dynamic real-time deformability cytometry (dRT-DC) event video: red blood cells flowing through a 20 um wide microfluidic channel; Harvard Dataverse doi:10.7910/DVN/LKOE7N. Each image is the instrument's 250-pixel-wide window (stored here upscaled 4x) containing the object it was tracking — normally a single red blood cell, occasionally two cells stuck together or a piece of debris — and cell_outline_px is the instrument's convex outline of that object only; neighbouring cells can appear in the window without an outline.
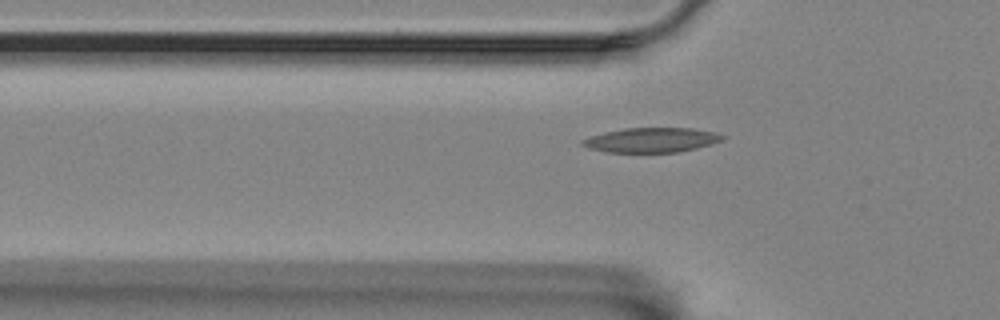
{"species": "Egyptian fruit bat (a non-hibernating species)", "species_latin": "Rousettus aegyptiacus", "temperature_condition": "room temperature", "stored_images_in_passage": 34, "camera_frame_rate_fps": 3000, "um_per_image_px": 0.085, "animal": {"sex": "female"}, "frame": {"image": 1, "passage_image": 5, "time_ms": 1.333, "image_size_px": [1000, 320], "cell_outline_px": [[728, 136], [724, 140], [696, 148], [680, 152], [608, 152], [588, 148], [580, 144], [580, 140], [604, 132], [624, 128], [692, 128], [712, 132]], "centroid_in_image_um": [55.38, 11.9], "position_along_channel_um": 70.4, "area_um2": 20.11}}
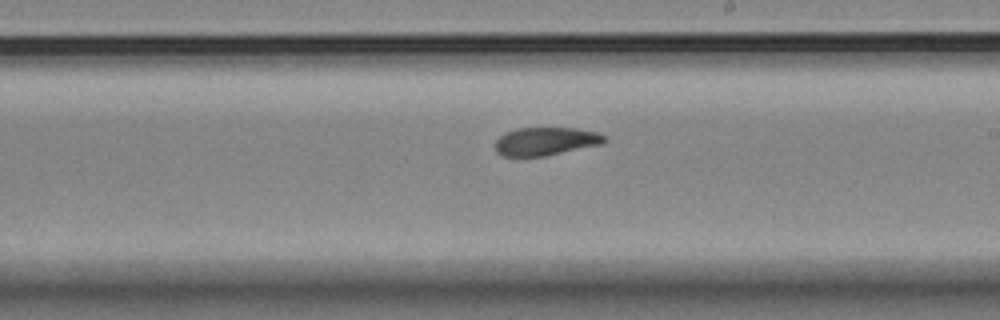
{"frame": {"image": 2, "passage_image": 20, "time_ms": 6.333, "image_size_px": [1000, 320], "cell_outline_px": [[608, 140], [600, 144], [544, 156], [504, 156], [496, 152], [496, 140], [504, 132], [516, 128], [576, 128], [596, 132], [604, 136]], "centroid_in_image_um": [46.35, 12.0], "position_along_channel_um": 242.6, "area_um2": 17.74}}
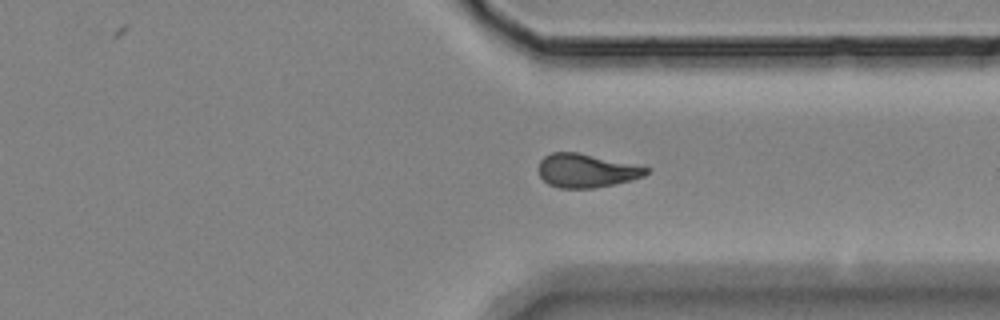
{"frame": {"image": 3, "passage_image": 34, "time_ms": 11.0, "image_size_px": [1000, 320], "cell_outline_px": [[648, 172], [644, 176], [596, 188], [560, 188], [548, 184], [540, 176], [540, 160], [544, 156], [552, 152], [576, 152], [648, 168]], "centroid_in_image_um": [49.78, 14.51], "position_along_channel_um": 361.6, "area_um2": 20.52}}